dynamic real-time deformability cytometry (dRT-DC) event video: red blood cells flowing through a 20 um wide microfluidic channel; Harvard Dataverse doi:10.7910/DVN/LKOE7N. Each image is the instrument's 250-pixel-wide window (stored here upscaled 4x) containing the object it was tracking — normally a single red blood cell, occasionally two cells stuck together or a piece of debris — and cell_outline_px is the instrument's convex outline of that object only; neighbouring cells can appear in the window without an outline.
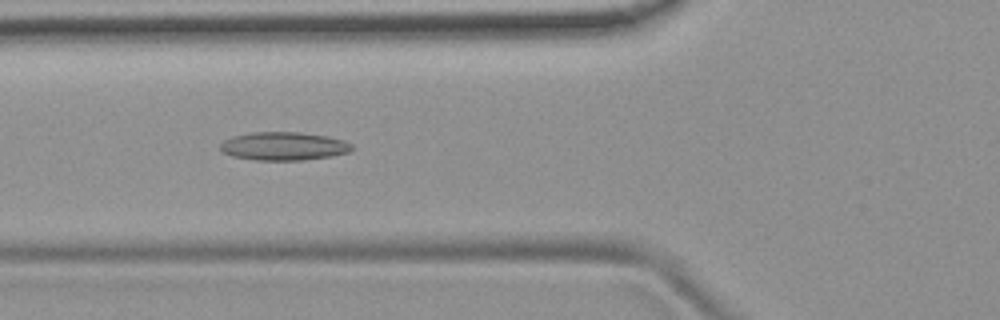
{"species": "common noctule bat (a hibernating species)", "species_latin": "Nyctalus noctula", "temperature_condition": "room temperature", "stored_images_in_passage": 52, "camera_frame_rate_fps": 3000, "um_per_image_px": 0.085, "animal": {"sex": "female", "body_mass_g": 19.9}, "frame": {"image": 1, "passage_image": 19, "time_ms": 6.0, "image_size_px": [1000, 320], "cell_outline_px": [[352, 148], [348, 152], [332, 156], [304, 160], [256, 160], [232, 156], [224, 152], [220, 148], [220, 144], [224, 140], [232, 136], [252, 132], [300, 132], [328, 136], [344, 140], [352, 144]], "centroid_in_image_um": [24.12, 12.42], "position_along_channel_um": 101.7, "area_um2": 21.73}}
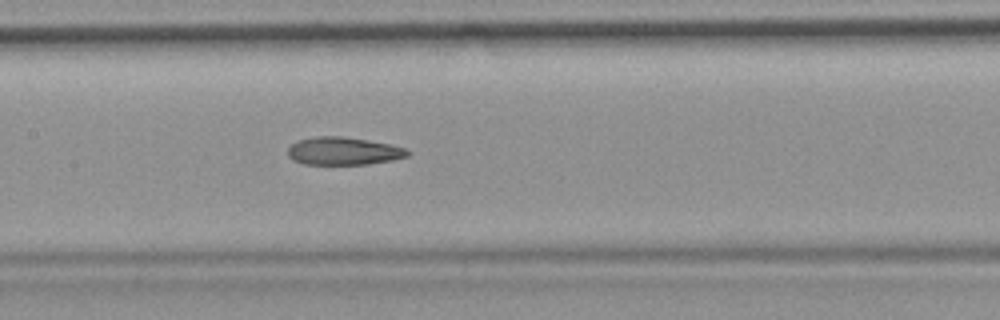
{"frame": {"image": 2, "passage_image": 25, "time_ms": 8.0, "image_size_px": [1000, 320], "cell_outline_px": [[408, 156], [392, 160], [368, 164], [304, 164], [292, 160], [288, 156], [288, 148], [296, 140], [316, 136], [344, 136], [368, 140], [388, 144], [404, 148], [408, 152]], "centroid_in_image_um": [29.13, 12.83], "position_along_channel_um": 178.3, "area_um2": 19.36}}
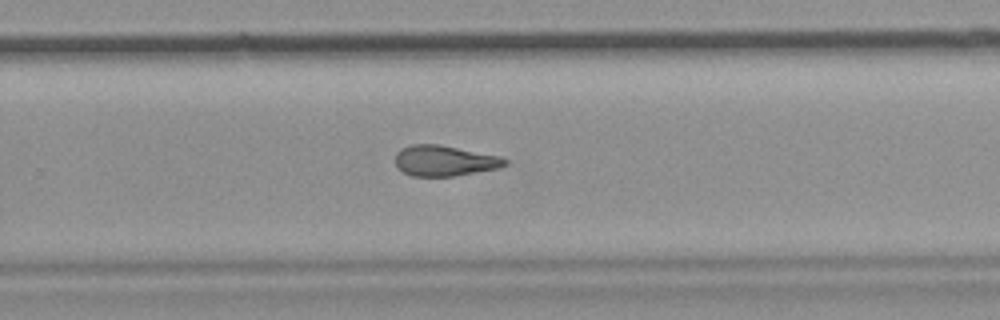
{"frame": {"image": 3, "passage_image": 34, "time_ms": 11.0, "image_size_px": [1000, 320], "cell_outline_px": [[508, 164], [500, 168], [452, 176], [412, 176], [404, 172], [396, 164], [396, 152], [400, 148], [412, 144], [440, 144], [496, 156], [508, 160]], "centroid_in_image_um": [37.76, 13.66], "position_along_channel_um": 292.0, "area_um2": 19.36}, "authors_computed_cell_mechanics": {"area_um2": 20.519, "velocity_mm_per_s": 3.8218, "shape_relaxation_time_tau1_ms": null, "shape_relaxation_time_tau2_ms": 3.022, "deformation_change_tau1": null, "deformation_change_tau2": 0.1181}}